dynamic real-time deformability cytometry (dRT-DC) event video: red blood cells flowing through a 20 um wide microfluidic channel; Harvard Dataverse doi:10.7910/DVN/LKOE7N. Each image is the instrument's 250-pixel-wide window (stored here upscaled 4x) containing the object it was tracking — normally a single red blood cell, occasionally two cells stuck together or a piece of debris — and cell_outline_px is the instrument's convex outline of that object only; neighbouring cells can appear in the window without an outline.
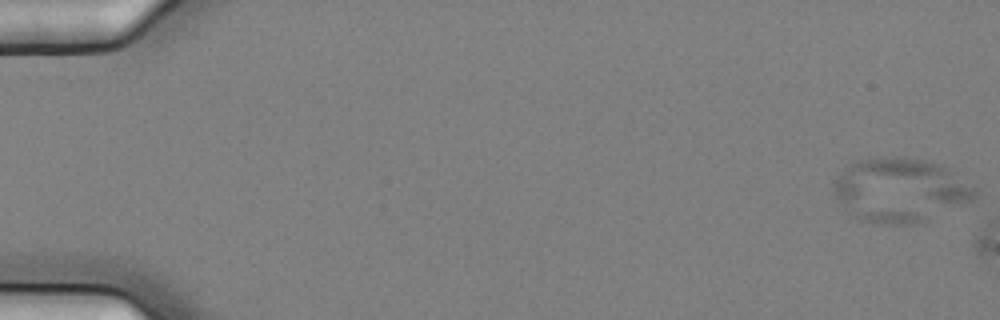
{"species": "common noctule bat (a hibernating species)", "species_latin": "Nyctalus noctula", "temperature_condition": "cold", "stored_images_in_passage": 3, "camera_frame_rate_fps": 3000, "um_per_image_px": 0.085, "animal": {"sex": "female", "body_mass_g": 25.1}, "frame": {"image": 1, "passage_image": 1, "time_ms": 0.0, "image_size_px": [1000, 320], "cell_outline_px": [[976, 200], [916, 224], [872, 224], [860, 220], [852, 216], [848, 212], [836, 196], [832, 184], [848, 164], [856, 160], [876, 156], [892, 156], [924, 160], [940, 164], [976, 188]], "centroid_in_image_um": [76.5, 16.16], "position_along_channel_um": 8.5, "area_um2": 52.94}}